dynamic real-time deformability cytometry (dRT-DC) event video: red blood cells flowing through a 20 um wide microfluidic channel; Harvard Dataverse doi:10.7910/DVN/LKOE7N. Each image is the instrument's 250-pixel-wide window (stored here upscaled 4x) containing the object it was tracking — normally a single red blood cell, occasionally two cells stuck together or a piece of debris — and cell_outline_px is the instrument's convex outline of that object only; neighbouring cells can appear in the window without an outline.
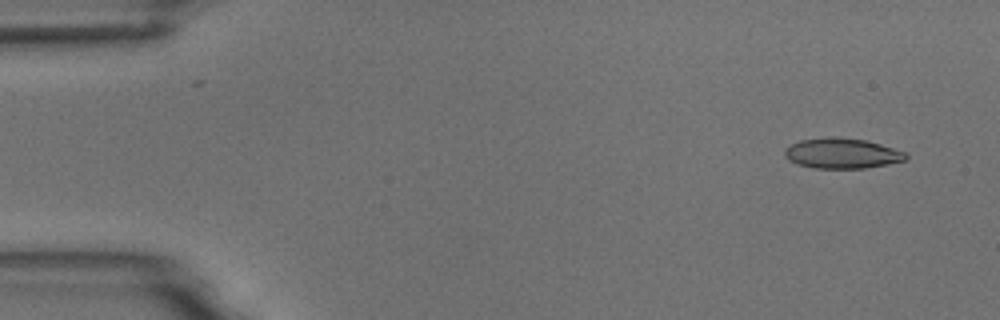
{"species": "common noctule bat (a hibernating species)", "species_latin": "Nyctalus noctula", "temperature_condition": "room temperature", "stored_images_in_passage": 4, "camera_frame_rate_fps": 3000, "um_per_image_px": 0.085, "animal": {"sex": "male", "body_mass_g": 18.8}, "frame": {"image": 1, "passage_image": 1, "time_ms": 0.0, "image_size_px": [1000, 320], "cell_outline_px": [[908, 156], [904, 160], [888, 164], [864, 168], [812, 168], [796, 164], [788, 160], [784, 156], [784, 148], [800, 140], [832, 136], [864, 140], [880, 144], [908, 152]], "centroid_in_image_um": [71.54, 13.03], "position_along_channel_um": 13.5, "area_um2": 21.5}}